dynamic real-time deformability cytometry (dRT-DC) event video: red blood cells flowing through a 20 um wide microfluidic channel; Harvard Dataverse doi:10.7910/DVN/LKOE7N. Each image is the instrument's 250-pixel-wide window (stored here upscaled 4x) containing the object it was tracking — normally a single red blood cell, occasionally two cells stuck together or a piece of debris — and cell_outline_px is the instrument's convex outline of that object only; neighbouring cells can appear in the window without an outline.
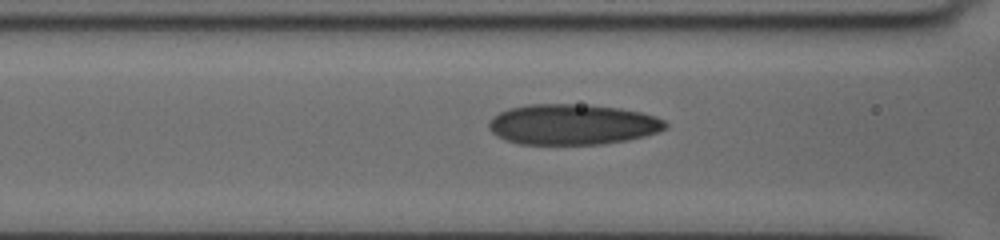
{"species": "human", "species_latin": "Homo sapiens", "temperature_condition": "cold", "stored_images_in_passage": 15, "camera_frame_rate_fps": 3000, "um_per_image_px": 0.085, "donor": {"sex": "female"}, "frame": {"image": 1, "passage_image": 9, "time_ms": 2.667, "image_size_px": [1000, 240], "cell_outline_px": [[668, 128], [660, 132], [628, 140], [604, 144], [520, 144], [508, 140], [492, 132], [488, 128], [488, 124], [492, 116], [508, 108], [528, 104], [572, 104], [620, 108], [640, 112], [656, 116], [664, 120], [668, 124]], "centroid_in_image_um": [48.69, 10.58], "position_along_channel_um": 117.9, "area_um2": 41.79}}
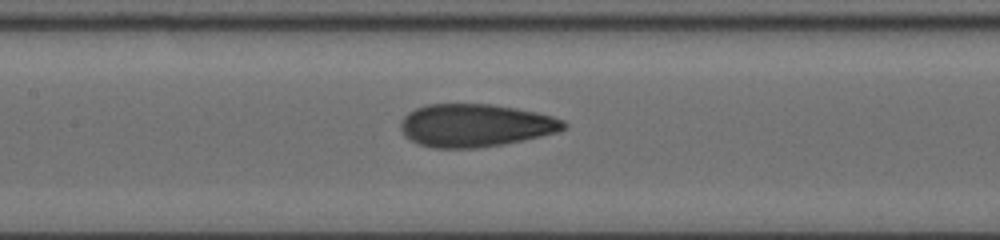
{"frame": {"image": 2, "passage_image": 13, "time_ms": 4.0, "image_size_px": [1000, 240], "cell_outline_px": [[568, 128], [560, 132], [504, 144], [480, 148], [432, 148], [420, 144], [404, 136], [400, 128], [400, 120], [408, 112], [416, 108], [428, 104], [488, 104], [516, 108], [536, 112], [552, 116], [564, 120], [568, 124]], "centroid_in_image_um": [40.42, 10.66], "position_along_channel_um": 167.0, "area_um2": 41.04}}